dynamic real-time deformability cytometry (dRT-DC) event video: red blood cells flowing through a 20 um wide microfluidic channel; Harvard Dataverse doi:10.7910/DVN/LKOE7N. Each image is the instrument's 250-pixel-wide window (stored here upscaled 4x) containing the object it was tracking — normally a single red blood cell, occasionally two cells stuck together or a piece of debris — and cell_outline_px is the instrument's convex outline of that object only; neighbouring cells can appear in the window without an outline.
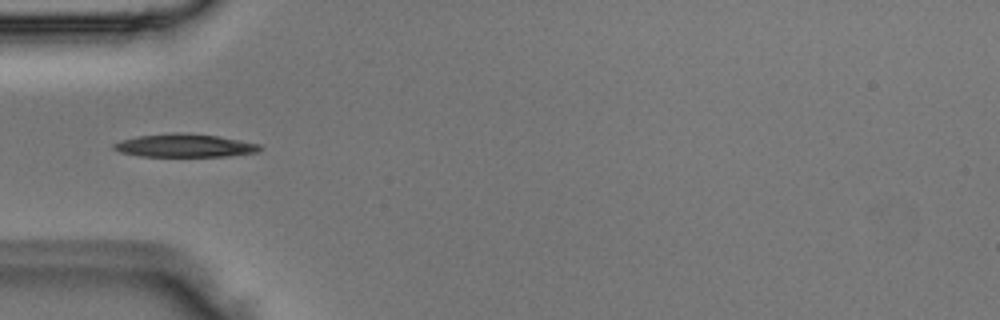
{"species": "Egyptian fruit bat (a non-hibernating species)", "species_latin": "Rousettus aegyptiacus", "temperature_condition": "room temperature", "stored_images_in_passage": 4, "camera_frame_rate_fps": 3000, "um_per_image_px": 0.085, "animal": {"sex": "male"}, "frame": {"image": 1, "passage_image": 3, "time_ms": 0.667, "image_size_px": [1000, 320], "cell_outline_px": [[264, 148], [260, 152], [228, 156], [140, 156], [120, 152], [112, 148], [112, 144], [120, 140], [136, 136], [176, 132], [220, 136], [260, 144]], "centroid_in_image_um": [15.72, 12.37], "position_along_channel_um": 69.3, "area_um2": 19.88}}
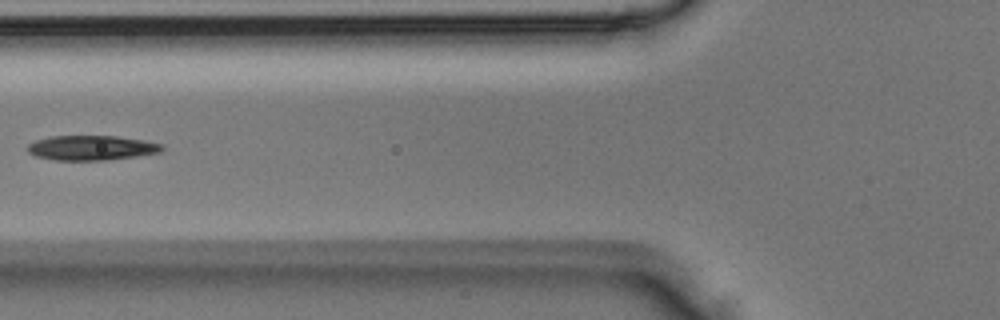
{"frame": {"image": 2, "passage_image": 4, "time_ms": 1.0, "image_size_px": [1000, 320], "cell_outline_px": [[164, 148], [160, 152], [136, 156], [108, 160], [56, 160], [36, 156], [28, 152], [28, 144], [36, 140], [52, 136], [116, 136], [144, 140], [164, 144]], "centroid_in_image_um": [7.8, 12.56], "position_along_channel_um": 118.0, "area_um2": 19.36}}